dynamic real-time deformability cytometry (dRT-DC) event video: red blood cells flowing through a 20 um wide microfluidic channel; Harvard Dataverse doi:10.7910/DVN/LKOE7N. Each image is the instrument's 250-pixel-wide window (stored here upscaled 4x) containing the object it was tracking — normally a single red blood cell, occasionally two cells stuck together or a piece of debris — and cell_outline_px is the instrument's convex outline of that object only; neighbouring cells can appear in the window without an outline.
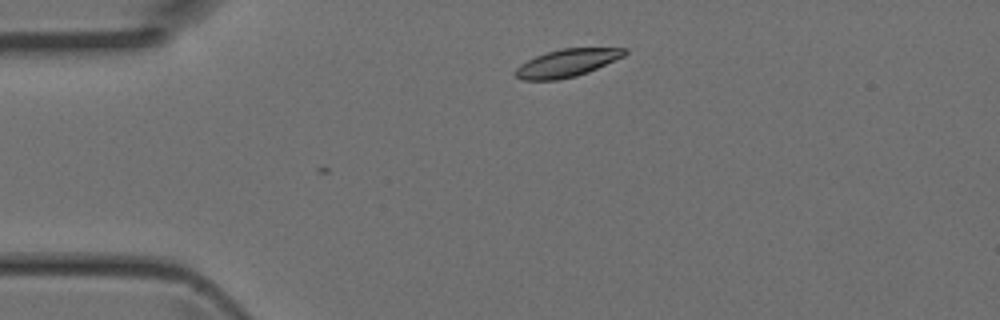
{"species": "Egyptian fruit bat (a non-hibernating species)", "species_latin": "Rousettus aegyptiacus", "temperature_condition": "room temperature", "stored_images_in_passage": 1, "camera_frame_rate_fps": 3000, "um_per_image_px": 0.085, "animal": {"sex": "female"}, "frame": {"image": 1, "passage_image": 1, "time_ms": 0.0, "image_size_px": [1000, 320], "cell_outline_px": [[628, 52], [624, 56], [588, 72], [576, 76], [556, 80], [520, 80], [516, 76], [516, 68], [520, 64], [536, 56], [560, 48], [628, 48]], "centroid_in_image_um": [48.2, 5.35], "position_along_channel_um": 36.8, "area_um2": 17.51}}